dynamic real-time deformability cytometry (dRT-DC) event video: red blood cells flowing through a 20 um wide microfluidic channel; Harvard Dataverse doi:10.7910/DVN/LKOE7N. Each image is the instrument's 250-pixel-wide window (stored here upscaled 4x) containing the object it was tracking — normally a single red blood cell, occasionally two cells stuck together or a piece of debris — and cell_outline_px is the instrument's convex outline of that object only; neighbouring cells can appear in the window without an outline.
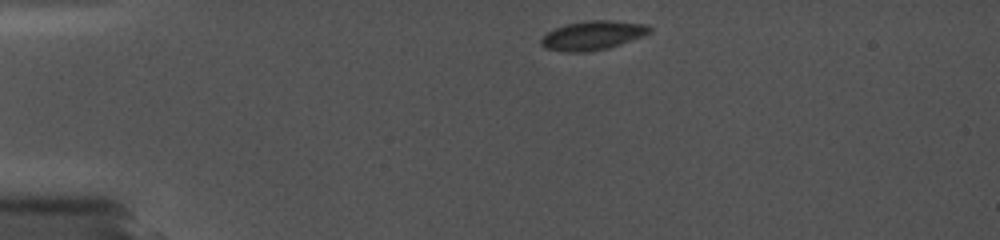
{"species": "common noctule bat (a hibernating species)", "species_latin": "Nyctalus noctula", "temperature_condition": "cold", "stored_images_in_passage": 24, "camera_frame_rate_fps": 5000, "um_per_image_px": 0.085, "animal": {"sex": "female", "body_mass_g": 19.0, "forearm_length_mm": 56.7}, "frame": {"image": 1, "passage_image": 1, "time_ms": 0.0, "image_size_px": [1000, 240], "cell_outline_px": [[652, 32], [620, 44], [608, 48], [588, 52], [564, 52], [544, 48], [540, 44], [540, 40], [548, 32], [556, 28], [568, 24], [588, 20], [612, 20], [648, 24], [652, 28]], "centroid_in_image_um": [50.39, 3.01], "position_along_channel_um": 34.6, "area_um2": 18.38}}
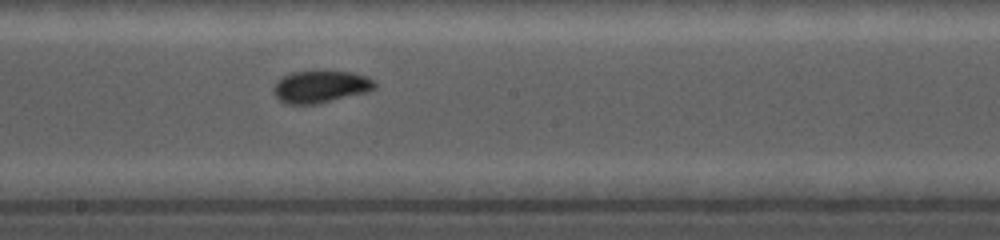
{"frame": {"image": 2, "passage_image": 16, "time_ms": 6.4, "image_size_px": [1000, 240], "cell_outline_px": [[376, 88], [368, 92], [316, 104], [284, 104], [272, 92], [272, 88], [284, 76], [292, 72], [352, 72], [368, 76], [376, 84]], "centroid_in_image_um": [27.27, 7.38], "position_along_channel_um": 220.9, "area_um2": 18.79}}
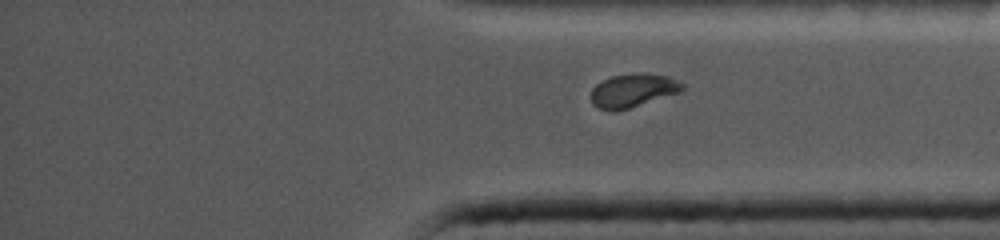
{"frame": {"image": 3, "passage_image": 24, "time_ms": 10.6, "image_size_px": [1000, 240], "cell_outline_px": [[684, 88], [680, 92], [616, 112], [612, 112], [596, 108], [592, 104], [592, 88], [596, 84], [612, 76], [636, 72], [644, 72], [668, 76], [684, 84]], "centroid_in_image_um": [53.78, 7.69], "position_along_channel_um": 381.4, "area_um2": 17.98}}